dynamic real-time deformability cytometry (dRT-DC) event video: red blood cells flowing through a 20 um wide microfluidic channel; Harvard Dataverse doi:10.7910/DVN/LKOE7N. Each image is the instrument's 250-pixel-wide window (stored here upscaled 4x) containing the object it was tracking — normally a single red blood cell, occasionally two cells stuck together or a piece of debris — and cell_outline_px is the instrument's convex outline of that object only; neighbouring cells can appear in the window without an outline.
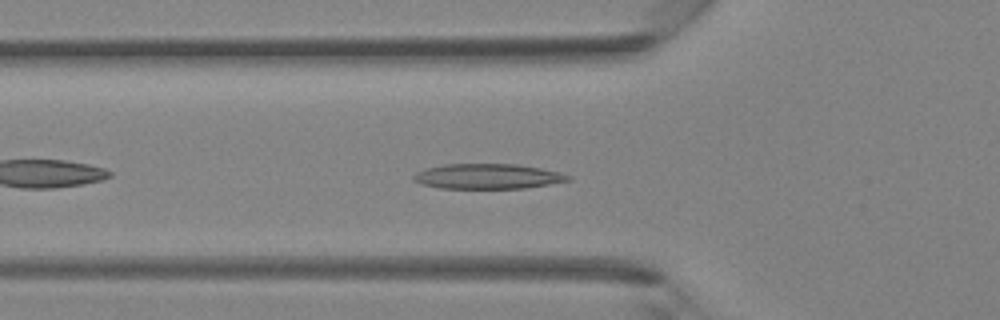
{"species": "Egyptian fruit bat (a non-hibernating species)", "species_latin": "Rousettus aegyptiacus", "temperature_condition": "room temperature", "stored_images_in_passage": 32, "camera_frame_rate_fps": 3000, "um_per_image_px": 0.085, "animal": {"sex": "female"}, "frame": {"image": 1, "passage_image": 6, "time_ms": 1.667, "image_size_px": [1000, 320], "cell_outline_px": [[572, 180], [524, 188], [440, 188], [420, 184], [412, 180], [412, 176], [416, 172], [424, 168], [444, 164], [516, 164], [540, 168], [572, 176]], "centroid_in_image_um": [41.39, 14.99], "position_along_channel_um": 84.4, "area_um2": 22.6}}
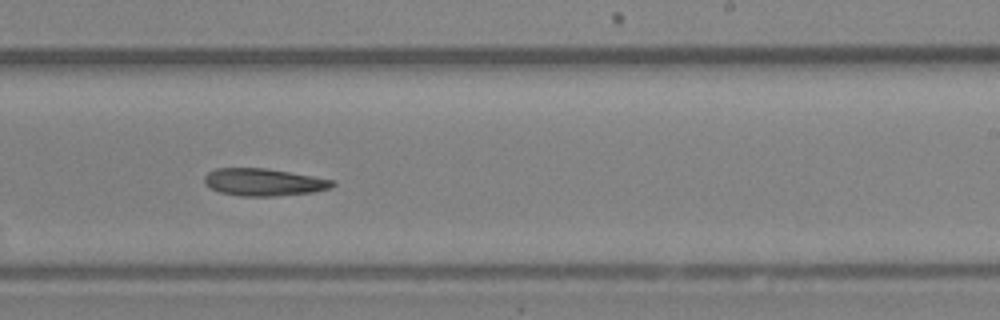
{"frame": {"image": 2, "passage_image": 17, "time_ms": 5.333, "image_size_px": [1000, 320], "cell_outline_px": [[336, 184], [332, 188], [312, 192], [276, 196], [240, 196], [220, 192], [204, 184], [204, 176], [208, 172], [216, 168], [264, 168], [336, 180]], "centroid_in_image_um": [22.43, 15.48], "position_along_channel_um": 266.6, "area_um2": 20.4}}
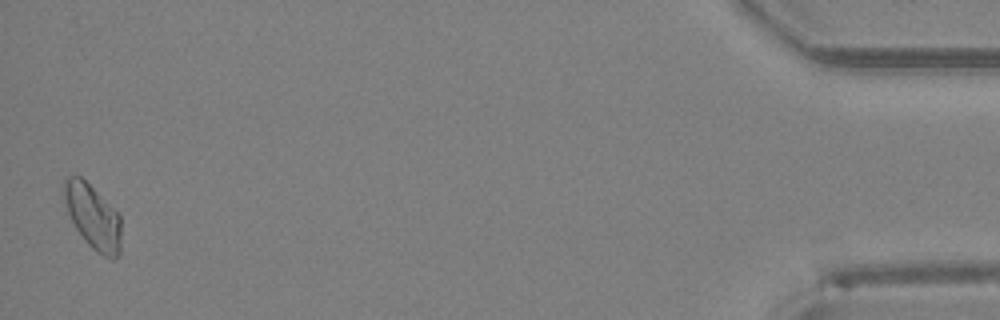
{"frame": {"image": 3, "passage_image": 32, "time_ms": 10.333, "image_size_px": [1000, 320], "cell_outline_px": [[120, 252], [112, 260], [104, 256], [92, 248], [84, 240], [76, 228], [68, 212], [64, 200], [64, 180], [68, 176], [80, 176], [120, 216]], "centroid_in_image_um": [7.88, 18.45], "position_along_channel_um": 427.3, "area_um2": 20.81}}